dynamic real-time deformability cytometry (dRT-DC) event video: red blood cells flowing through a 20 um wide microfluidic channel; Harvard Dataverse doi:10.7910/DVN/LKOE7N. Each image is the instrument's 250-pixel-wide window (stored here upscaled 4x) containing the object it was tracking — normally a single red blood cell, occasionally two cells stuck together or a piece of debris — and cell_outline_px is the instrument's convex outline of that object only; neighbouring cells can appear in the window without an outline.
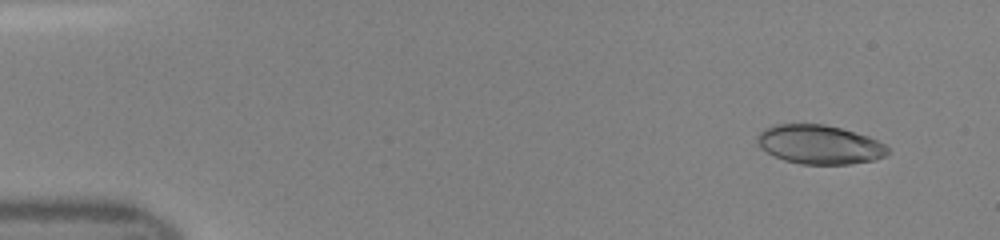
{"species": "human", "species_latin": "Homo sapiens", "temperature_condition": "room temperature", "stored_images_in_passage": 47, "segment_of_instrument_passage": [1, 2], "camera_frame_rate_fps": 3000, "um_per_image_px": 0.085, "donor": {"sex": "female"}, "frame": {"image": 1, "passage_image": 3, "time_ms": 0.667, "image_size_px": [1000, 240], "cell_outline_px": [[888, 152], [884, 156], [876, 160], [848, 164], [800, 164], [784, 160], [760, 148], [756, 140], [756, 136], [764, 128], [772, 124], [824, 124], [840, 128], [868, 136], [884, 144], [888, 148]], "centroid_in_image_um": [69.62, 12.28], "position_along_channel_um": 15.4, "area_um2": 29.65}}
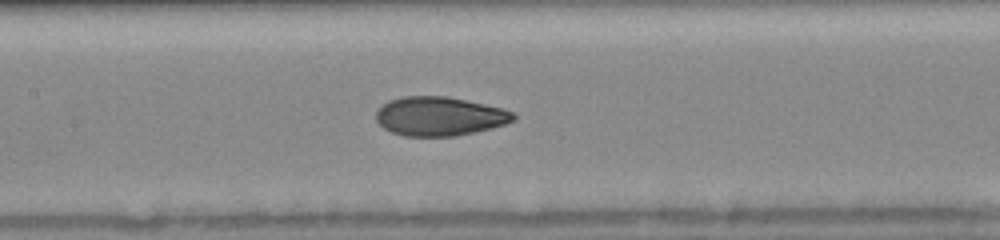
{"frame": {"image": 2, "passage_image": 22, "time_ms": 7.0, "image_size_px": [1000, 240], "cell_outline_px": [[516, 120], [492, 128], [456, 136], [404, 136], [392, 132], [384, 128], [376, 120], [376, 112], [388, 100], [404, 96], [448, 96], [504, 108], [516, 112]], "centroid_in_image_um": [37.4, 9.88], "position_along_channel_um": 170.0, "area_um2": 31.39}}
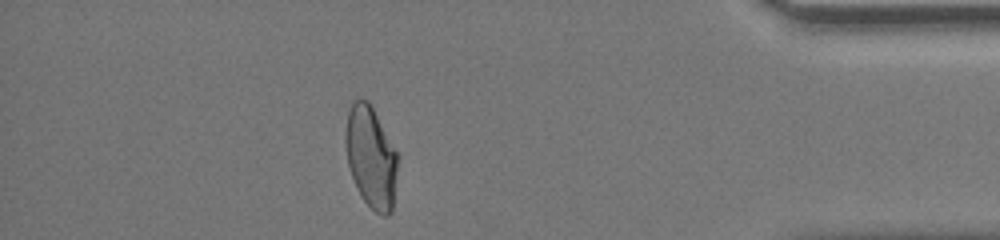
{"frame": {"image": 3, "passage_image": 41, "time_ms": 13.333, "image_size_px": [1000, 240], "cell_outline_px": [[396, 172], [392, 212], [388, 216], [380, 216], [360, 196], [356, 188], [348, 164], [344, 144], [344, 136], [348, 112], [352, 100], [368, 100], [372, 104], [396, 152]], "centroid_in_image_um": [31.5, 13.34], "position_along_channel_um": 403.7, "area_um2": 30.81}}